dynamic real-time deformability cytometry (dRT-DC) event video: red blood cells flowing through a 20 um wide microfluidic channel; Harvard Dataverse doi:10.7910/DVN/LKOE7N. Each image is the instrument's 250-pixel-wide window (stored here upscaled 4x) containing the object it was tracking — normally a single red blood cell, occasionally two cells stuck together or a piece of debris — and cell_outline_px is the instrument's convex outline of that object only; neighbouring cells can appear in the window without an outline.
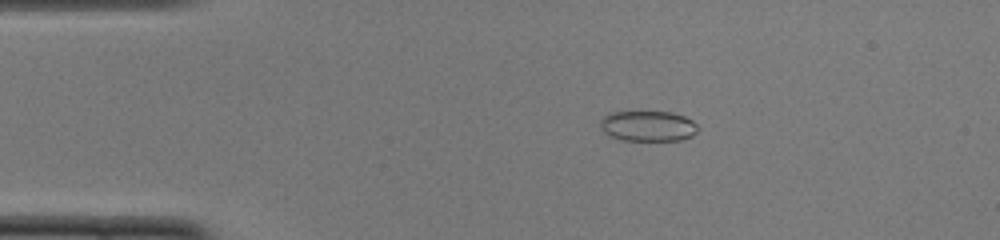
{"species": "common noctule bat (a hibernating species)", "species_latin": "Nyctalus noctula", "temperature_condition": "cold", "stored_images_in_passage": 51, "camera_frame_rate_fps": 3000, "um_per_image_px": 0.085, "animal": {"sex": "female", "body_mass_g": 22.0, "forearm_length_mm": 56.7}, "frame": {"image": 1, "passage_image": 10, "time_ms": 3.0, "image_size_px": [1000, 240], "cell_outline_px": [[700, 128], [692, 136], [680, 140], [620, 140], [604, 132], [600, 128], [600, 120], [608, 112], [672, 112], [684, 116], [692, 120]], "centroid_in_image_um": [55.08, 10.71], "position_along_channel_um": 29.9, "area_um2": 17.4}}
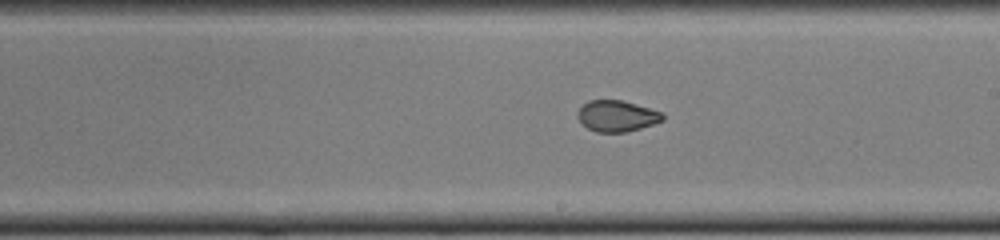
{"frame": {"image": 2, "passage_image": 29, "time_ms": 9.333, "image_size_px": [1000, 240], "cell_outline_px": [[664, 120], [640, 128], [624, 132], [596, 132], [588, 128], [576, 116], [576, 112], [588, 100], [620, 100], [636, 104], [660, 112], [664, 116]], "centroid_in_image_um": [52.4, 9.86], "position_along_channel_um": 236.6, "area_um2": 15.2}}
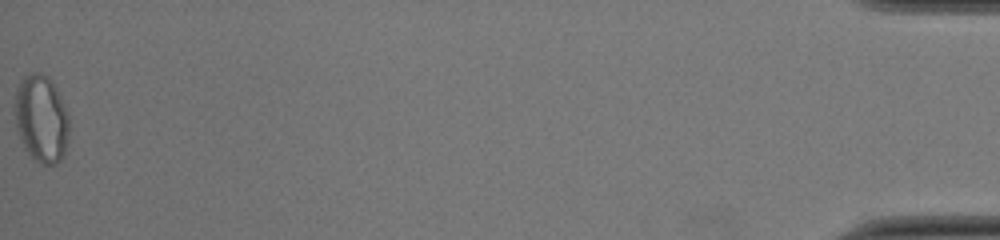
{"frame": {"image": 3, "passage_image": 51, "time_ms": 16.667, "image_size_px": [1000, 240], "cell_outline_px": [[68, 140], [64, 156], [56, 164], [40, 164], [32, 160], [24, 148], [16, 128], [12, 108], [12, 104], [16, 88], [20, 80], [24, 76], [32, 72], [40, 72], [48, 76], [52, 80], [68, 112]], "centroid_in_image_um": [3.47, 10.08], "position_along_channel_um": 431.7, "area_um2": 28.61}, "authors_computed_cell_mechanics": {"area_um2": 17.9758, "velocity_mm_per_s": 4.0071, "shape_relaxation_time_tau1_ms": null, "shape_relaxation_time_tau2_ms": 1.0593, "deformation_change_tau1": null, "deformation_change_tau2": 0.046}}